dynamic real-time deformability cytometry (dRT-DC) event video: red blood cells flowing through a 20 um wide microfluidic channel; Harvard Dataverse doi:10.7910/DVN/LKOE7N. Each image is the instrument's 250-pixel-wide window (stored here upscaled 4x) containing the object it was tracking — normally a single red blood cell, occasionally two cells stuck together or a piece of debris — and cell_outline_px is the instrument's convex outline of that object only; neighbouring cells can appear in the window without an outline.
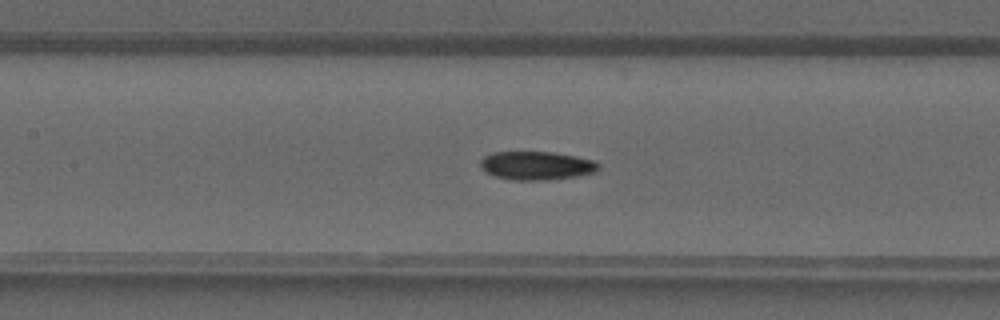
{"species": "common noctule bat (a hibernating species)", "species_latin": "Nyctalus noctula", "temperature_condition": "warm", "stored_images_in_passage": 41, "camera_frame_rate_fps": 3000, "um_per_image_px": 0.085, "animal": {"sex": "male", "forearm_length_mm": 52.5}, "frame": {"image": 1, "passage_image": 19, "time_ms": 6.0, "image_size_px": [1000, 320], "cell_outline_px": [[600, 168], [596, 172], [576, 176], [548, 180], [512, 180], [496, 176], [484, 172], [480, 168], [480, 160], [484, 156], [492, 152], [552, 152], [576, 156], [596, 160], [600, 164]], "centroid_in_image_um": [45.61, 14.07], "position_along_channel_um": 161.8, "area_um2": 19.88}}
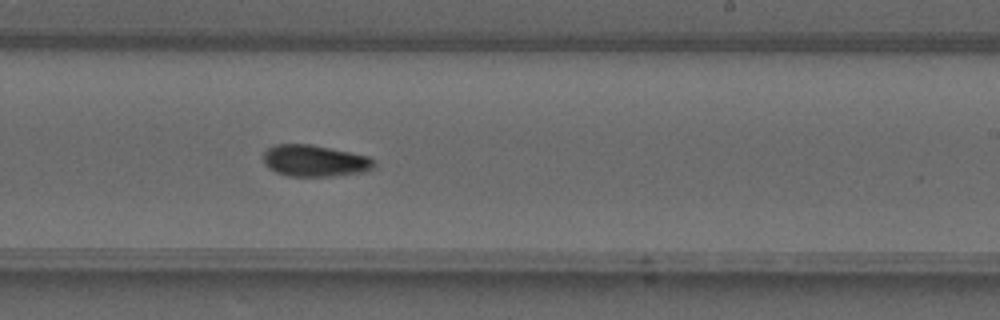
{"frame": {"image": 2, "passage_image": 25, "time_ms": 8.0, "image_size_px": [1000, 320], "cell_outline_px": [[376, 164], [372, 168], [364, 172], [336, 176], [288, 176], [276, 172], [268, 168], [264, 164], [264, 152], [268, 148], [276, 144], [312, 144], [368, 156]], "centroid_in_image_um": [26.74, 13.67], "position_along_channel_um": 262.3, "area_um2": 20.4}}
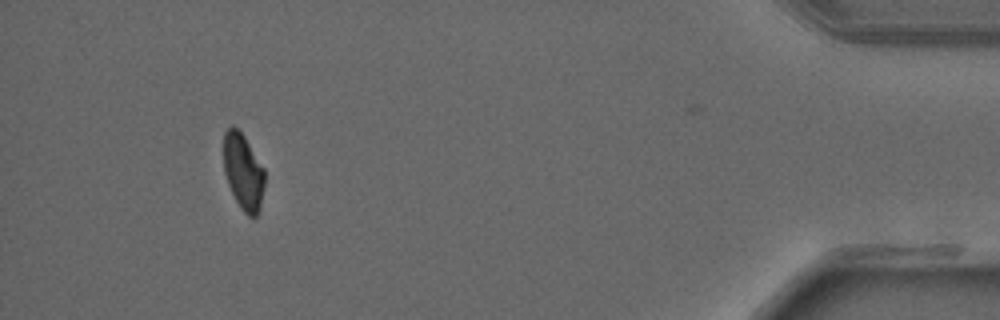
{"frame": {"image": 3, "passage_image": 38, "time_ms": 12.333, "image_size_px": [1000, 320], "cell_outline_px": [[264, 184], [260, 204], [256, 216], [248, 216], [240, 208], [228, 184], [224, 172], [224, 132], [232, 124], [244, 136], [264, 168]], "centroid_in_image_um": [20.66, 14.57], "position_along_channel_um": 414.5, "area_um2": 17.92}}